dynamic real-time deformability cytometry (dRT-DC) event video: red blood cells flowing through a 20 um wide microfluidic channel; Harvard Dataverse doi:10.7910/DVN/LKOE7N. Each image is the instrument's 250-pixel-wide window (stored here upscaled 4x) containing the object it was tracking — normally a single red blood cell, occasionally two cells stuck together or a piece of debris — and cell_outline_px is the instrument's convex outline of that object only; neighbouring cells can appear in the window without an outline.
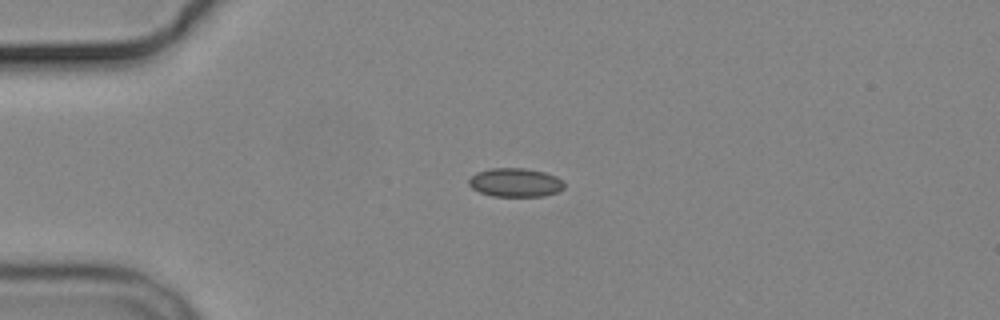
{"species": "common noctule bat (a hibernating species)", "species_latin": "Nyctalus noctula", "temperature_condition": "cold", "stored_images_in_passage": 4, "camera_frame_rate_fps": 3000, "um_per_image_px": 0.085, "animal": {"sex": "male", "body_mass_g": 19.2, "forearm_length_mm": 51.8}, "frame": {"image": 1, "passage_image": 3, "time_ms": 2.333, "image_size_px": [1000, 320], "cell_outline_px": [[564, 188], [556, 192], [544, 196], [492, 196], [480, 192], [472, 188], [468, 184], [468, 180], [476, 172], [488, 168], [524, 168], [544, 172], [556, 176], [564, 184]], "centroid_in_image_um": [43.77, 15.51], "position_along_channel_um": 41.2, "area_um2": 15.95}}
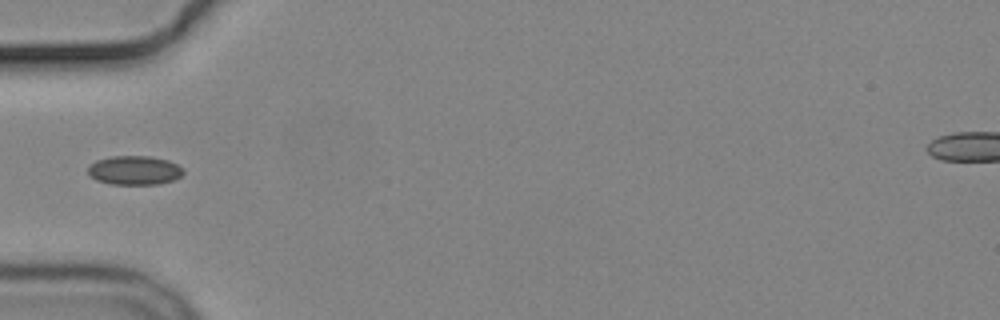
{"frame": {"image": 2, "passage_image": 4, "time_ms": 4.0, "image_size_px": [1000, 320], "cell_outline_px": [[184, 172], [180, 176], [172, 180], [160, 184], [112, 184], [96, 180], [88, 176], [88, 168], [96, 160], [112, 156], [152, 156], [168, 160], [184, 168]], "centroid_in_image_um": [11.43, 14.47], "position_along_channel_um": 73.6, "area_um2": 16.18}}